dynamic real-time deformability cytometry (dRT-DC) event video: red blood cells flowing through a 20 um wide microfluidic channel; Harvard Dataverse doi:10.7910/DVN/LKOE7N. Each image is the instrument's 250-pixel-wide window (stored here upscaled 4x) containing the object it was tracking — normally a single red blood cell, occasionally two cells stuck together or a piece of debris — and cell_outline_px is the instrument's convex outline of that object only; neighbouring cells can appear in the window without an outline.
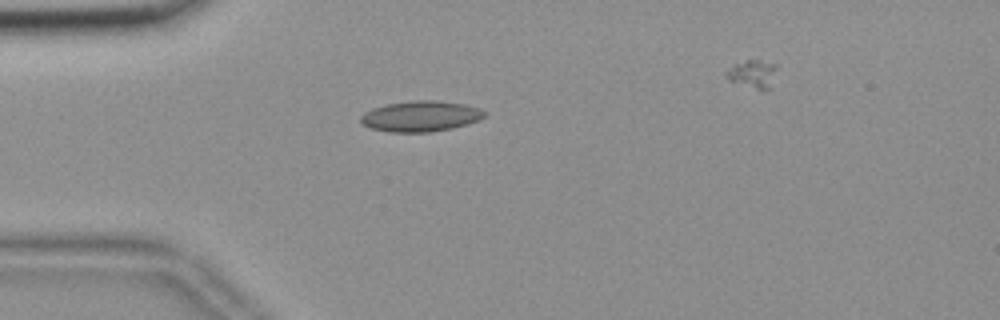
{"species": "common noctule bat (a hibernating species)", "species_latin": "Nyctalus noctula", "temperature_condition": "room temperature", "stored_images_in_passage": 37, "camera_frame_rate_fps": 3000, "um_per_image_px": 0.085, "animal": {"sex": "female", "body_mass_g": 18.4}, "frame": {"image": 1, "passage_image": 2, "time_ms": 0.333, "image_size_px": [1000, 320], "cell_outline_px": [[484, 116], [468, 124], [452, 128], [428, 132], [388, 132], [372, 128], [364, 124], [360, 120], [360, 116], [364, 112], [372, 108], [388, 104], [416, 100], [432, 100], [464, 104], [480, 108], [484, 112]], "centroid_in_image_um": [35.73, 9.88], "position_along_channel_um": 49.3, "area_um2": 21.85}}
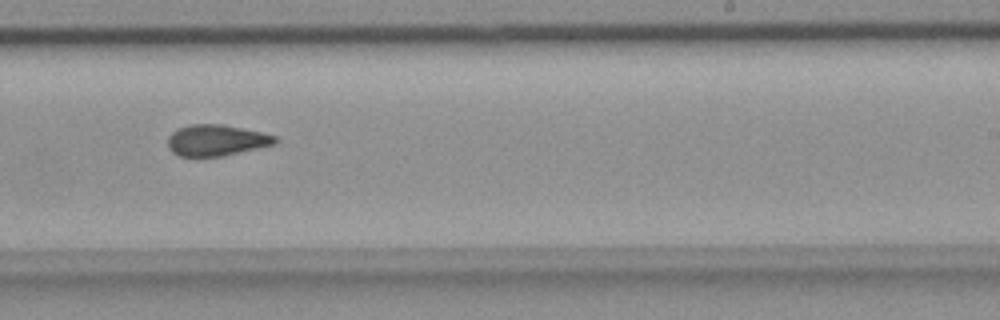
{"frame": {"image": 2, "passage_image": 21, "time_ms": 6.667, "image_size_px": [1000, 320], "cell_outline_px": [[276, 144], [224, 156], [180, 156], [172, 152], [168, 148], [168, 136], [172, 132], [188, 124], [220, 124], [260, 132], [276, 136]], "centroid_in_image_um": [18.37, 11.93], "position_along_channel_um": 270.6, "area_um2": 19.36}}
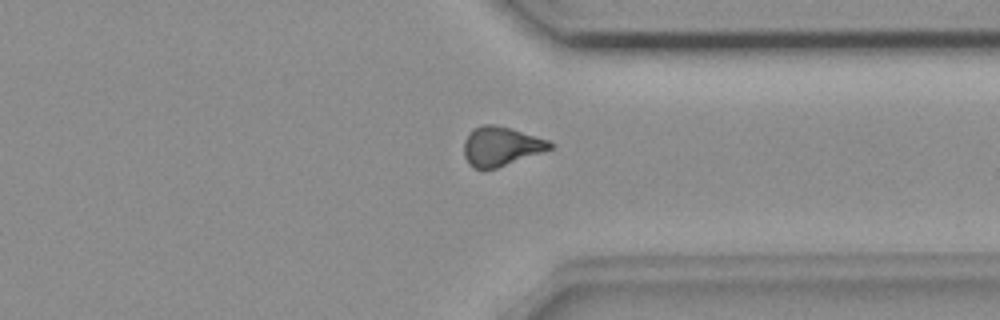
{"frame": {"image": 3, "passage_image": 29, "time_ms": 9.333, "image_size_px": [1000, 320], "cell_outline_px": [[552, 148], [496, 168], [472, 168], [468, 164], [464, 156], [464, 140], [468, 132], [472, 128], [484, 124], [496, 124], [548, 140], [552, 144]], "centroid_in_image_um": [42.51, 12.42], "position_along_channel_um": 368.9, "area_um2": 19.42}, "authors_computed_cell_mechanics": {"area_um2": 19.7098, "velocity_mm_per_s": 3.6906, "shape_relaxation_time_tau1_ms": null, "shape_relaxation_time_tau2_ms": 2.679, "deformation_change_tau1": null, "deformation_change_tau2": 0.098}}